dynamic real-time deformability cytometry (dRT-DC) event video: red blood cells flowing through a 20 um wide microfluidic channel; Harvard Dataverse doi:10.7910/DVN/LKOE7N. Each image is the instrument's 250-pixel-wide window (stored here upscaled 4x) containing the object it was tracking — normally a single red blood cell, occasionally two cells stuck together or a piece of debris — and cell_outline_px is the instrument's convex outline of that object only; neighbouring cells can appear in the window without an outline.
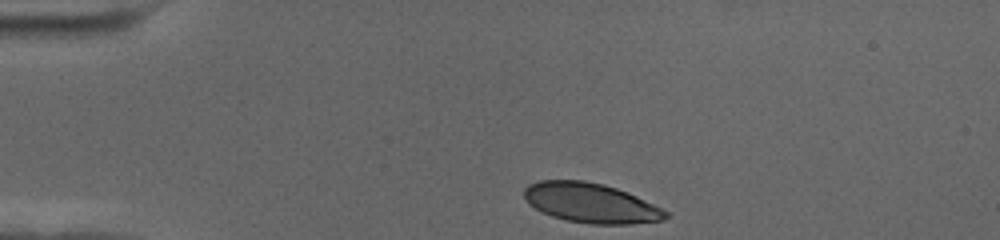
{"species": "human", "species_latin": "Homo sapiens", "temperature_condition": "cold", "stored_images_in_passage": 36, "camera_frame_rate_fps": 3000, "um_per_image_px": 0.085, "donor": {"sex": "female"}, "frame": {"image": 1, "passage_image": 1, "time_ms": 0.0, "image_size_px": [1000, 240], "cell_outline_px": [[668, 216], [664, 220], [628, 224], [588, 224], [568, 220], [552, 216], [528, 204], [524, 196], [524, 188], [528, 184], [540, 180], [584, 180], [604, 184], [616, 188], [636, 196], [668, 212]], "centroid_in_image_um": [50.19, 17.24], "position_along_channel_um": 34.8, "area_um2": 32.54}}
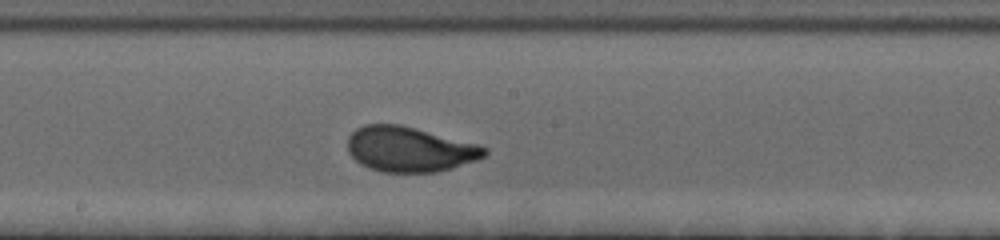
{"frame": {"image": 2, "passage_image": 20, "time_ms": 6.333, "image_size_px": [1000, 240], "cell_outline_px": [[488, 152], [484, 156], [476, 160], [452, 168], [436, 172], [384, 172], [368, 168], [360, 164], [348, 152], [348, 136], [356, 128], [364, 124], [400, 124], [416, 128], [476, 144], [488, 148]], "centroid_in_image_um": [34.79, 12.68], "position_along_channel_um": 213.4, "area_um2": 35.89}}
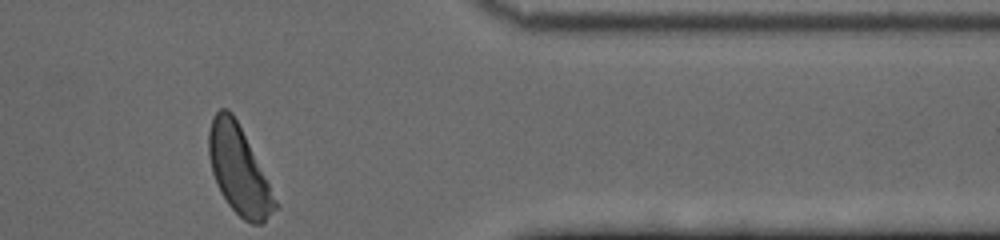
{"frame": {"image": 3, "passage_image": 36, "time_ms": 11.667, "image_size_px": [1000, 240], "cell_outline_px": [[280, 208], [260, 224], [252, 224], [244, 220], [228, 204], [220, 192], [216, 184], [212, 172], [208, 156], [208, 132], [212, 116], [220, 108], [228, 108], [232, 112], [280, 204]], "centroid_in_image_um": [20.3, 14.48], "position_along_channel_um": 391.1, "area_um2": 33.99}, "authors_computed_cell_mechanics": {"area_um2": 35.0268, "velocity_mm_per_s": 3.6419, "shape_relaxation_time_tau1_ms": 2.3764, "shape_relaxation_time_tau2_ms": null, "deformation_change_tau1": 0.1444, "deformation_change_tau2": null}}